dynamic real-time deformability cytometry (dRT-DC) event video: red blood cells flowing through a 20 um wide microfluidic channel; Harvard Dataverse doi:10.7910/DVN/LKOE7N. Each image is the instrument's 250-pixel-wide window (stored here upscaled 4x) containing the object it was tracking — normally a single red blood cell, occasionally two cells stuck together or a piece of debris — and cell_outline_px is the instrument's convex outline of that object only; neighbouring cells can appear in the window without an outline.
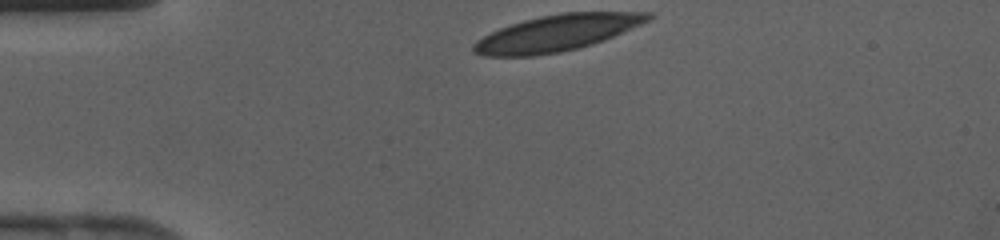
{"species": "human", "species_latin": "Homo sapiens", "temperature_condition": "cold", "stored_images_in_passage": 27, "camera_frame_rate_fps": 3000, "um_per_image_px": 0.085, "donor": {"sex": "female"}, "frame": {"image": 1, "passage_image": 1, "time_ms": 0.0, "image_size_px": [1000, 240], "cell_outline_px": [[656, 16], [652, 20], [604, 40], [580, 48], [560, 52], [532, 56], [484, 56], [472, 52], [472, 44], [476, 40], [500, 28], [524, 20], [540, 16], [560, 12], [652, 12]], "centroid_in_image_um": [47.38, 2.8], "position_along_channel_um": 37.6, "area_um2": 37.05}}
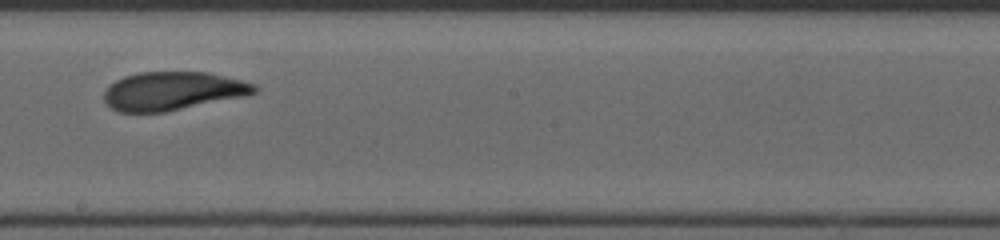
{"frame": {"image": 2, "passage_image": 16, "time_ms": 5.0, "image_size_px": [1000, 240], "cell_outline_px": [[260, 88], [256, 92], [248, 96], [164, 112], [120, 112], [112, 108], [104, 100], [104, 92], [116, 80], [124, 76], [140, 72], [208, 72], [244, 80], [256, 84]], "centroid_in_image_um": [14.76, 7.73], "position_along_channel_um": 233.4, "area_um2": 33.87}}
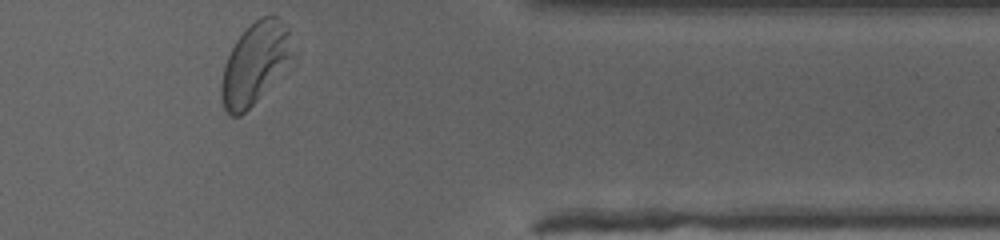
{"frame": {"image": 3, "passage_image": 27, "time_ms": 8.667, "image_size_px": [1000, 240], "cell_outline_px": [[296, 64], [292, 68], [240, 116], [232, 116], [224, 108], [220, 96], [220, 84], [224, 64], [236, 40], [260, 16], [276, 16], [288, 28]], "centroid_in_image_um": [21.75, 5.44], "position_along_channel_um": 389.7, "area_um2": 34.68}}